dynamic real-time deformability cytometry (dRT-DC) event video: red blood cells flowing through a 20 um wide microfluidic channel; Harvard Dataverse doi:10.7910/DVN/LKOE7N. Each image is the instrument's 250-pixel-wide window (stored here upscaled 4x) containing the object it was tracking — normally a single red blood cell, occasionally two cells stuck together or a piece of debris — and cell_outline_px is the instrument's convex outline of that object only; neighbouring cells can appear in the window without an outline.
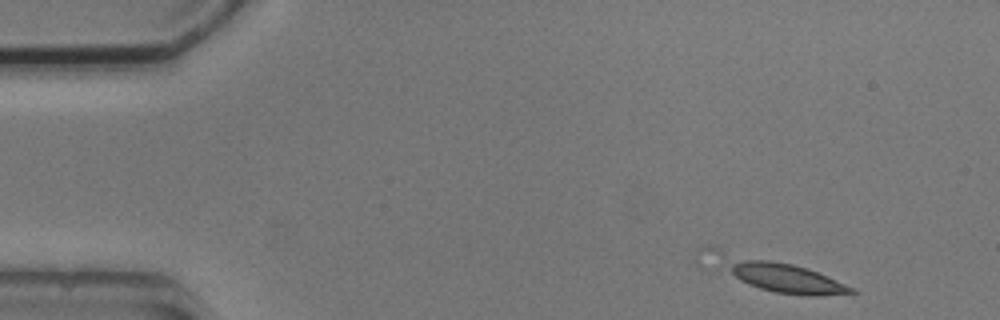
{"species": "common noctule bat (a hibernating species)", "species_latin": "Nyctalus noctula", "temperature_condition": "cold", "stored_images_in_passage": 4, "camera_frame_rate_fps": 3000, "um_per_image_px": 0.085, "animal": {"sex": "male", "body_mass_g": 20.5, "forearm_length_mm": 52.5}, "frame": {"image": 1, "passage_image": 1, "time_ms": 0.0, "image_size_px": [1000, 320], "cell_outline_px": [[856, 292], [816, 296], [808, 296], [776, 292], [760, 288], [748, 284], [740, 280], [732, 272], [732, 264], [744, 260], [768, 260], [792, 264], [808, 268], [828, 276], [856, 288]], "centroid_in_image_um": [67.0, 23.68], "position_along_channel_um": 18.0, "area_um2": 20.29}}
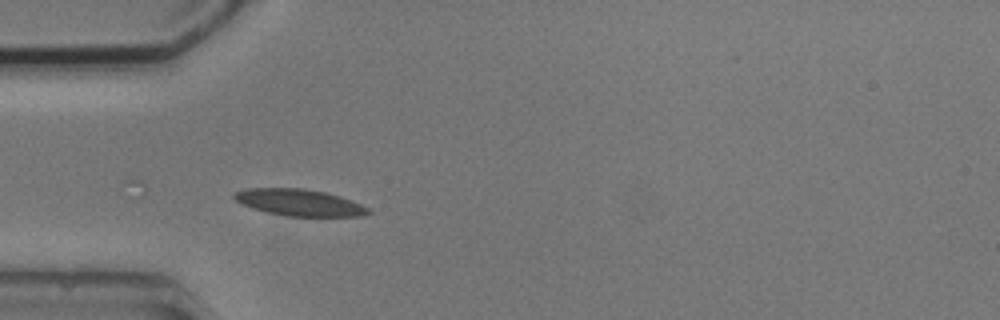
{"frame": {"image": 2, "passage_image": 4, "time_ms": 3.667, "image_size_px": [1000, 320], "cell_outline_px": [[372, 212], [364, 216], [288, 216], [268, 212], [252, 208], [236, 200], [232, 196], [232, 192], [248, 188], [304, 188], [324, 192], [340, 196], [360, 204], [368, 208]], "centroid_in_image_um": [25.44, 17.21], "position_along_channel_um": 59.6, "area_um2": 20.69}}